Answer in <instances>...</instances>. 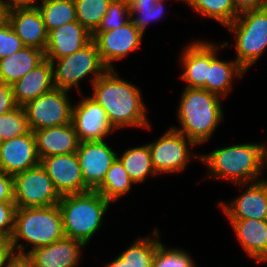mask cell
Returning a JSON list of instances; mask_svg holds the SVG:
<instances>
[{
  "label": "cell",
  "instance_id": "6da1fadb",
  "mask_svg": "<svg viewBox=\"0 0 267 267\" xmlns=\"http://www.w3.org/2000/svg\"><path fill=\"white\" fill-rule=\"evenodd\" d=\"M92 86L91 97L105 110L114 129L126 126L151 127L140 90L120 79L114 69H108Z\"/></svg>",
  "mask_w": 267,
  "mask_h": 267
},
{
  "label": "cell",
  "instance_id": "7a4b0ae2",
  "mask_svg": "<svg viewBox=\"0 0 267 267\" xmlns=\"http://www.w3.org/2000/svg\"><path fill=\"white\" fill-rule=\"evenodd\" d=\"M177 115L181 129L171 128L200 145L209 140L223 120L221 97L204 89L185 87Z\"/></svg>",
  "mask_w": 267,
  "mask_h": 267
},
{
  "label": "cell",
  "instance_id": "3957f363",
  "mask_svg": "<svg viewBox=\"0 0 267 267\" xmlns=\"http://www.w3.org/2000/svg\"><path fill=\"white\" fill-rule=\"evenodd\" d=\"M63 222L57 205L36 208H17L15 212L14 231L11 237L13 252L16 258L23 259L30 251L47 246L64 238ZM20 239L27 241L31 250L24 252L25 245Z\"/></svg>",
  "mask_w": 267,
  "mask_h": 267
},
{
  "label": "cell",
  "instance_id": "277c9868",
  "mask_svg": "<svg viewBox=\"0 0 267 267\" xmlns=\"http://www.w3.org/2000/svg\"><path fill=\"white\" fill-rule=\"evenodd\" d=\"M208 166L213 178L245 186L257 178L264 166L263 144L244 143L216 149L207 155H196Z\"/></svg>",
  "mask_w": 267,
  "mask_h": 267
},
{
  "label": "cell",
  "instance_id": "5b68a950",
  "mask_svg": "<svg viewBox=\"0 0 267 267\" xmlns=\"http://www.w3.org/2000/svg\"><path fill=\"white\" fill-rule=\"evenodd\" d=\"M110 201L98 191L63 195L58 207L61 212L64 235L85 245L102 226V220Z\"/></svg>",
  "mask_w": 267,
  "mask_h": 267
},
{
  "label": "cell",
  "instance_id": "8992f818",
  "mask_svg": "<svg viewBox=\"0 0 267 267\" xmlns=\"http://www.w3.org/2000/svg\"><path fill=\"white\" fill-rule=\"evenodd\" d=\"M227 28L236 38V61L249 69L267 47V6L240 13Z\"/></svg>",
  "mask_w": 267,
  "mask_h": 267
},
{
  "label": "cell",
  "instance_id": "52a82bcc",
  "mask_svg": "<svg viewBox=\"0 0 267 267\" xmlns=\"http://www.w3.org/2000/svg\"><path fill=\"white\" fill-rule=\"evenodd\" d=\"M51 63L54 86L65 91H69L73 86L78 87L79 81L91 73L93 75L91 83L93 84L108 70L101 60L94 40L77 52L55 59Z\"/></svg>",
  "mask_w": 267,
  "mask_h": 267
},
{
  "label": "cell",
  "instance_id": "ba28073f",
  "mask_svg": "<svg viewBox=\"0 0 267 267\" xmlns=\"http://www.w3.org/2000/svg\"><path fill=\"white\" fill-rule=\"evenodd\" d=\"M16 208H36L57 205L61 196L41 164L13 176Z\"/></svg>",
  "mask_w": 267,
  "mask_h": 267
},
{
  "label": "cell",
  "instance_id": "9c48e42d",
  "mask_svg": "<svg viewBox=\"0 0 267 267\" xmlns=\"http://www.w3.org/2000/svg\"><path fill=\"white\" fill-rule=\"evenodd\" d=\"M67 92L54 88L22 106L29 130L34 132L71 123L73 105Z\"/></svg>",
  "mask_w": 267,
  "mask_h": 267
},
{
  "label": "cell",
  "instance_id": "30bf717a",
  "mask_svg": "<svg viewBox=\"0 0 267 267\" xmlns=\"http://www.w3.org/2000/svg\"><path fill=\"white\" fill-rule=\"evenodd\" d=\"M189 144L196 146L193 141L173 128L167 130L156 142L149 143L151 161L157 175L185 169L193 154L189 152Z\"/></svg>",
  "mask_w": 267,
  "mask_h": 267
},
{
  "label": "cell",
  "instance_id": "8fae6325",
  "mask_svg": "<svg viewBox=\"0 0 267 267\" xmlns=\"http://www.w3.org/2000/svg\"><path fill=\"white\" fill-rule=\"evenodd\" d=\"M143 33L129 20L123 26L104 32H93L101 60L108 69H114L112 61H117L140 47Z\"/></svg>",
  "mask_w": 267,
  "mask_h": 267
},
{
  "label": "cell",
  "instance_id": "7c38bea8",
  "mask_svg": "<svg viewBox=\"0 0 267 267\" xmlns=\"http://www.w3.org/2000/svg\"><path fill=\"white\" fill-rule=\"evenodd\" d=\"M40 164L52 180L53 186L60 196L90 190L84 183L76 152L47 156L40 159Z\"/></svg>",
  "mask_w": 267,
  "mask_h": 267
},
{
  "label": "cell",
  "instance_id": "4fadbf2b",
  "mask_svg": "<svg viewBox=\"0 0 267 267\" xmlns=\"http://www.w3.org/2000/svg\"><path fill=\"white\" fill-rule=\"evenodd\" d=\"M85 185L96 190L103 182L117 154L104 140L79 142L76 151Z\"/></svg>",
  "mask_w": 267,
  "mask_h": 267
},
{
  "label": "cell",
  "instance_id": "5bb4252c",
  "mask_svg": "<svg viewBox=\"0 0 267 267\" xmlns=\"http://www.w3.org/2000/svg\"><path fill=\"white\" fill-rule=\"evenodd\" d=\"M72 123L79 142L102 141L114 131L105 110L91 96L72 107Z\"/></svg>",
  "mask_w": 267,
  "mask_h": 267
},
{
  "label": "cell",
  "instance_id": "9a60e30c",
  "mask_svg": "<svg viewBox=\"0 0 267 267\" xmlns=\"http://www.w3.org/2000/svg\"><path fill=\"white\" fill-rule=\"evenodd\" d=\"M40 164L33 131L0 142V170L14 176Z\"/></svg>",
  "mask_w": 267,
  "mask_h": 267
},
{
  "label": "cell",
  "instance_id": "2e32d148",
  "mask_svg": "<svg viewBox=\"0 0 267 267\" xmlns=\"http://www.w3.org/2000/svg\"><path fill=\"white\" fill-rule=\"evenodd\" d=\"M85 246L82 241L64 237L30 251L23 259L31 267H76Z\"/></svg>",
  "mask_w": 267,
  "mask_h": 267
},
{
  "label": "cell",
  "instance_id": "e0dca14e",
  "mask_svg": "<svg viewBox=\"0 0 267 267\" xmlns=\"http://www.w3.org/2000/svg\"><path fill=\"white\" fill-rule=\"evenodd\" d=\"M8 22L24 46L45 51L48 31L37 7L10 9Z\"/></svg>",
  "mask_w": 267,
  "mask_h": 267
},
{
  "label": "cell",
  "instance_id": "ac0fdd59",
  "mask_svg": "<svg viewBox=\"0 0 267 267\" xmlns=\"http://www.w3.org/2000/svg\"><path fill=\"white\" fill-rule=\"evenodd\" d=\"M230 205L219 202L228 219L267 220V180L250 183Z\"/></svg>",
  "mask_w": 267,
  "mask_h": 267
},
{
  "label": "cell",
  "instance_id": "d6986e66",
  "mask_svg": "<svg viewBox=\"0 0 267 267\" xmlns=\"http://www.w3.org/2000/svg\"><path fill=\"white\" fill-rule=\"evenodd\" d=\"M93 40L92 33L78 21L62 25L48 33L45 58L54 61L77 52Z\"/></svg>",
  "mask_w": 267,
  "mask_h": 267
},
{
  "label": "cell",
  "instance_id": "ffe728a7",
  "mask_svg": "<svg viewBox=\"0 0 267 267\" xmlns=\"http://www.w3.org/2000/svg\"><path fill=\"white\" fill-rule=\"evenodd\" d=\"M54 88L53 66L51 61L46 58L12 85L18 106H24Z\"/></svg>",
  "mask_w": 267,
  "mask_h": 267
},
{
  "label": "cell",
  "instance_id": "44dd1931",
  "mask_svg": "<svg viewBox=\"0 0 267 267\" xmlns=\"http://www.w3.org/2000/svg\"><path fill=\"white\" fill-rule=\"evenodd\" d=\"M39 159L71 154L77 151L79 140L73 123L34 131Z\"/></svg>",
  "mask_w": 267,
  "mask_h": 267
},
{
  "label": "cell",
  "instance_id": "7402d4cb",
  "mask_svg": "<svg viewBox=\"0 0 267 267\" xmlns=\"http://www.w3.org/2000/svg\"><path fill=\"white\" fill-rule=\"evenodd\" d=\"M219 48L221 46L208 43L206 90L220 97H225L231 90L233 78L241 77L246 70L236 60L231 62L219 60L216 53Z\"/></svg>",
  "mask_w": 267,
  "mask_h": 267
},
{
  "label": "cell",
  "instance_id": "603a6c76",
  "mask_svg": "<svg viewBox=\"0 0 267 267\" xmlns=\"http://www.w3.org/2000/svg\"><path fill=\"white\" fill-rule=\"evenodd\" d=\"M237 239L248 254L259 262L267 261V220L229 219Z\"/></svg>",
  "mask_w": 267,
  "mask_h": 267
},
{
  "label": "cell",
  "instance_id": "cb8c5ba5",
  "mask_svg": "<svg viewBox=\"0 0 267 267\" xmlns=\"http://www.w3.org/2000/svg\"><path fill=\"white\" fill-rule=\"evenodd\" d=\"M181 63L184 72L181 78L187 82L186 88L206 90L208 79V42L190 43L182 51Z\"/></svg>",
  "mask_w": 267,
  "mask_h": 267
},
{
  "label": "cell",
  "instance_id": "d4e9b609",
  "mask_svg": "<svg viewBox=\"0 0 267 267\" xmlns=\"http://www.w3.org/2000/svg\"><path fill=\"white\" fill-rule=\"evenodd\" d=\"M44 59V51L27 46H24L16 53L0 59V83L13 85Z\"/></svg>",
  "mask_w": 267,
  "mask_h": 267
},
{
  "label": "cell",
  "instance_id": "484cf974",
  "mask_svg": "<svg viewBox=\"0 0 267 267\" xmlns=\"http://www.w3.org/2000/svg\"><path fill=\"white\" fill-rule=\"evenodd\" d=\"M157 238H138L127 250L117 256L105 267H153V261L159 244L157 228L153 231Z\"/></svg>",
  "mask_w": 267,
  "mask_h": 267
},
{
  "label": "cell",
  "instance_id": "4316f807",
  "mask_svg": "<svg viewBox=\"0 0 267 267\" xmlns=\"http://www.w3.org/2000/svg\"><path fill=\"white\" fill-rule=\"evenodd\" d=\"M117 159L122 163L134 184L143 183L147 176L157 174L151 161L148 144L127 149L121 157L117 156Z\"/></svg>",
  "mask_w": 267,
  "mask_h": 267
},
{
  "label": "cell",
  "instance_id": "83f0119b",
  "mask_svg": "<svg viewBox=\"0 0 267 267\" xmlns=\"http://www.w3.org/2000/svg\"><path fill=\"white\" fill-rule=\"evenodd\" d=\"M48 33L76 20L74 0H45L37 4Z\"/></svg>",
  "mask_w": 267,
  "mask_h": 267
},
{
  "label": "cell",
  "instance_id": "f1b7e54d",
  "mask_svg": "<svg viewBox=\"0 0 267 267\" xmlns=\"http://www.w3.org/2000/svg\"><path fill=\"white\" fill-rule=\"evenodd\" d=\"M122 163L116 159L107 171L102 184L96 189L106 200L115 202L117 198L128 193L133 184Z\"/></svg>",
  "mask_w": 267,
  "mask_h": 267
},
{
  "label": "cell",
  "instance_id": "f546056e",
  "mask_svg": "<svg viewBox=\"0 0 267 267\" xmlns=\"http://www.w3.org/2000/svg\"><path fill=\"white\" fill-rule=\"evenodd\" d=\"M201 16H207L227 27L238 16L233 0H183Z\"/></svg>",
  "mask_w": 267,
  "mask_h": 267
},
{
  "label": "cell",
  "instance_id": "4dcf8cb0",
  "mask_svg": "<svg viewBox=\"0 0 267 267\" xmlns=\"http://www.w3.org/2000/svg\"><path fill=\"white\" fill-rule=\"evenodd\" d=\"M112 0H74L76 20L91 33L100 25Z\"/></svg>",
  "mask_w": 267,
  "mask_h": 267
},
{
  "label": "cell",
  "instance_id": "1f68e13d",
  "mask_svg": "<svg viewBox=\"0 0 267 267\" xmlns=\"http://www.w3.org/2000/svg\"><path fill=\"white\" fill-rule=\"evenodd\" d=\"M164 0H133L129 4L130 20L143 34L148 23L162 17ZM135 13L138 15L134 17Z\"/></svg>",
  "mask_w": 267,
  "mask_h": 267
},
{
  "label": "cell",
  "instance_id": "d6a6232c",
  "mask_svg": "<svg viewBox=\"0 0 267 267\" xmlns=\"http://www.w3.org/2000/svg\"><path fill=\"white\" fill-rule=\"evenodd\" d=\"M29 131L22 106L0 115V142L22 136Z\"/></svg>",
  "mask_w": 267,
  "mask_h": 267
},
{
  "label": "cell",
  "instance_id": "836d02e7",
  "mask_svg": "<svg viewBox=\"0 0 267 267\" xmlns=\"http://www.w3.org/2000/svg\"><path fill=\"white\" fill-rule=\"evenodd\" d=\"M153 267H195V264L186 251L174 247L167 249L159 242Z\"/></svg>",
  "mask_w": 267,
  "mask_h": 267
},
{
  "label": "cell",
  "instance_id": "e575fe53",
  "mask_svg": "<svg viewBox=\"0 0 267 267\" xmlns=\"http://www.w3.org/2000/svg\"><path fill=\"white\" fill-rule=\"evenodd\" d=\"M129 20V4L119 0H112L109 4L106 14L102 18L99 27L94 32H104L116 29L123 26Z\"/></svg>",
  "mask_w": 267,
  "mask_h": 267
},
{
  "label": "cell",
  "instance_id": "d590c367",
  "mask_svg": "<svg viewBox=\"0 0 267 267\" xmlns=\"http://www.w3.org/2000/svg\"><path fill=\"white\" fill-rule=\"evenodd\" d=\"M23 47L21 39L16 35L9 22L0 27V59L16 53Z\"/></svg>",
  "mask_w": 267,
  "mask_h": 267
},
{
  "label": "cell",
  "instance_id": "8d00e7d4",
  "mask_svg": "<svg viewBox=\"0 0 267 267\" xmlns=\"http://www.w3.org/2000/svg\"><path fill=\"white\" fill-rule=\"evenodd\" d=\"M16 209L14 202H0V237L11 239Z\"/></svg>",
  "mask_w": 267,
  "mask_h": 267
},
{
  "label": "cell",
  "instance_id": "74e56055",
  "mask_svg": "<svg viewBox=\"0 0 267 267\" xmlns=\"http://www.w3.org/2000/svg\"><path fill=\"white\" fill-rule=\"evenodd\" d=\"M18 107L12 85L0 83V115L6 114Z\"/></svg>",
  "mask_w": 267,
  "mask_h": 267
},
{
  "label": "cell",
  "instance_id": "f35d334b",
  "mask_svg": "<svg viewBox=\"0 0 267 267\" xmlns=\"http://www.w3.org/2000/svg\"><path fill=\"white\" fill-rule=\"evenodd\" d=\"M0 202H14L13 176L0 170Z\"/></svg>",
  "mask_w": 267,
  "mask_h": 267
},
{
  "label": "cell",
  "instance_id": "ab89813d",
  "mask_svg": "<svg viewBox=\"0 0 267 267\" xmlns=\"http://www.w3.org/2000/svg\"><path fill=\"white\" fill-rule=\"evenodd\" d=\"M14 253L11 239L0 237V267H9L17 259Z\"/></svg>",
  "mask_w": 267,
  "mask_h": 267
},
{
  "label": "cell",
  "instance_id": "60d3db41",
  "mask_svg": "<svg viewBox=\"0 0 267 267\" xmlns=\"http://www.w3.org/2000/svg\"><path fill=\"white\" fill-rule=\"evenodd\" d=\"M237 12L240 14L249 10H256L267 6V0H233Z\"/></svg>",
  "mask_w": 267,
  "mask_h": 267
},
{
  "label": "cell",
  "instance_id": "b9f144b4",
  "mask_svg": "<svg viewBox=\"0 0 267 267\" xmlns=\"http://www.w3.org/2000/svg\"><path fill=\"white\" fill-rule=\"evenodd\" d=\"M37 0H8L6 2H4V4L7 6V8L10 9H14V8H25V7H37V5L35 4ZM42 3L45 0H41Z\"/></svg>",
  "mask_w": 267,
  "mask_h": 267
},
{
  "label": "cell",
  "instance_id": "7bdbcfd3",
  "mask_svg": "<svg viewBox=\"0 0 267 267\" xmlns=\"http://www.w3.org/2000/svg\"><path fill=\"white\" fill-rule=\"evenodd\" d=\"M9 9L4 4L3 0H0V27L8 22Z\"/></svg>",
  "mask_w": 267,
  "mask_h": 267
},
{
  "label": "cell",
  "instance_id": "ee69618b",
  "mask_svg": "<svg viewBox=\"0 0 267 267\" xmlns=\"http://www.w3.org/2000/svg\"><path fill=\"white\" fill-rule=\"evenodd\" d=\"M9 267H31L24 259L17 258Z\"/></svg>",
  "mask_w": 267,
  "mask_h": 267
},
{
  "label": "cell",
  "instance_id": "f6af8a7d",
  "mask_svg": "<svg viewBox=\"0 0 267 267\" xmlns=\"http://www.w3.org/2000/svg\"><path fill=\"white\" fill-rule=\"evenodd\" d=\"M264 165L267 163V144H263Z\"/></svg>",
  "mask_w": 267,
  "mask_h": 267
},
{
  "label": "cell",
  "instance_id": "bcb514c9",
  "mask_svg": "<svg viewBox=\"0 0 267 267\" xmlns=\"http://www.w3.org/2000/svg\"><path fill=\"white\" fill-rule=\"evenodd\" d=\"M119 1H123V2H125V3L130 4L133 0H119Z\"/></svg>",
  "mask_w": 267,
  "mask_h": 267
}]
</instances>
